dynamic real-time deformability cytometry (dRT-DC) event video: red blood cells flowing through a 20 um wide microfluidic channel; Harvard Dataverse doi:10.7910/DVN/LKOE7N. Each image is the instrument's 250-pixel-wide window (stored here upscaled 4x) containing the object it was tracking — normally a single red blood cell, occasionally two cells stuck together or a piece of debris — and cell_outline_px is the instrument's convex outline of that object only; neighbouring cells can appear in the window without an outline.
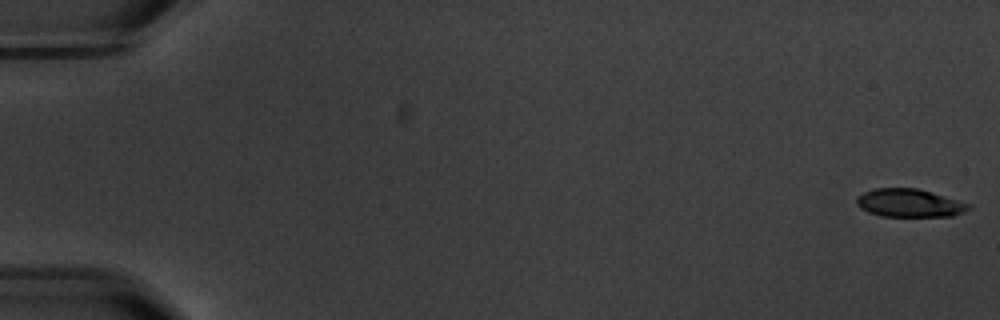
{"species": "common noctule bat (a hibernating species)", "species_latin": "Nyctalus noctula", "temperature_condition": "warm", "stored_images_in_passage": 6, "camera_frame_rate_fps": 3000, "um_per_image_px": 0.085, "animal": {"sex": "male", "body_mass_g": 20.1, "forearm_length_mm": 53.5}, "frame": {"image": 1, "passage_image": 1, "time_ms": 0.0, "image_size_px": [1000, 320], "cell_outline_px": [[972, 208], [964, 212], [952, 216], [880, 216], [868, 212], [860, 208], [856, 204], [856, 196], [864, 192], [876, 188], [916, 188], [972, 204]], "centroid_in_image_um": [77.29, 17.26], "position_along_channel_um": 7.7, "area_um2": 18.38}}